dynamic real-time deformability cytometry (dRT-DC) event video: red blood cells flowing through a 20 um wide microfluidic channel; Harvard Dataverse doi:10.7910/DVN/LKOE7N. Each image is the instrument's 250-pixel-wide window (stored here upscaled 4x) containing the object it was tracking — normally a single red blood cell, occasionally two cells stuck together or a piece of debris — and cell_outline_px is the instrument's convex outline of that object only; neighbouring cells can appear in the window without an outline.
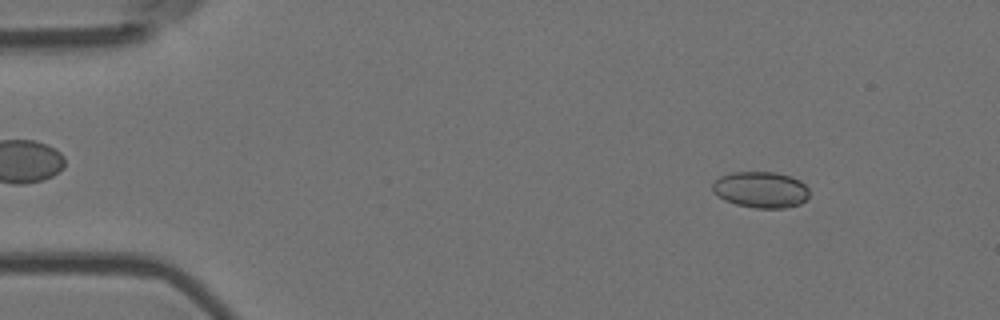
{"species": "Egyptian fruit bat (a non-hibernating species)", "species_latin": "Rousettus aegyptiacus", "temperature_condition": "room temperature", "stored_images_in_passage": 5, "camera_frame_rate_fps": 3000, "um_per_image_px": 0.085, "animal": {"sex": "female"}, "frame": {"image": 1, "passage_image": 2, "time_ms": 0.333, "image_size_px": [1000, 320], "cell_outline_px": [[808, 196], [800, 204], [784, 208], [756, 208], [736, 204], [724, 200], [712, 192], [712, 184], [720, 176], [732, 172], [776, 172], [792, 176], [800, 180], [808, 188]], "centroid_in_image_um": [64.66, 16.11], "position_along_channel_um": 20.3, "area_um2": 20.52}}